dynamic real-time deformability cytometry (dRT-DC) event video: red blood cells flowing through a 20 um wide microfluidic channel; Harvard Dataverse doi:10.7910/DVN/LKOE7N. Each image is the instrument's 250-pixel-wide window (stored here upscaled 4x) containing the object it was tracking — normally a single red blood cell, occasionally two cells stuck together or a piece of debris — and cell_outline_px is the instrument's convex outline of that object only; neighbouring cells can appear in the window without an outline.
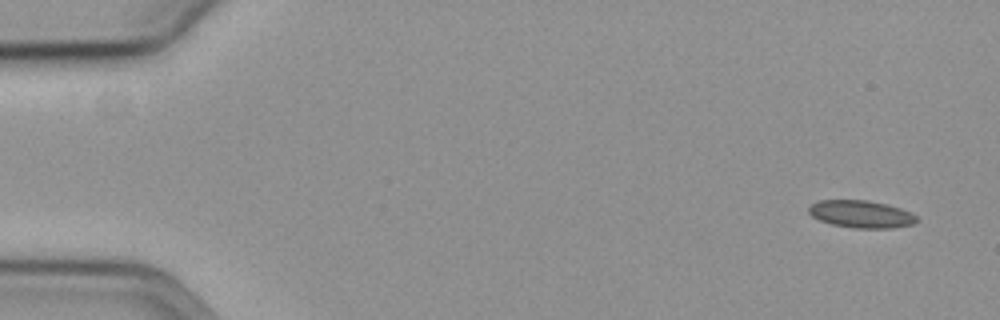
{"species": "common noctule bat (a hibernating species)", "species_latin": "Nyctalus noctula", "temperature_condition": "cold", "stored_images_in_passage": 16, "camera_frame_rate_fps": 3000, "um_per_image_px": 0.085, "animal": {"sex": "female", "body_mass_g": 19.3, "forearm_length_mm": 54.1}, "frame": {"image": 1, "passage_image": 1, "time_ms": 0.0, "image_size_px": [1000, 320], "cell_outline_px": [[920, 220], [912, 224], [892, 228], [856, 228], [832, 224], [820, 220], [812, 216], [808, 212], [808, 208], [812, 204], [820, 200], [868, 200], [888, 204], [912, 212]], "centroid_in_image_um": [73.23, 18.19], "position_along_channel_um": 11.8, "area_um2": 17.28}}
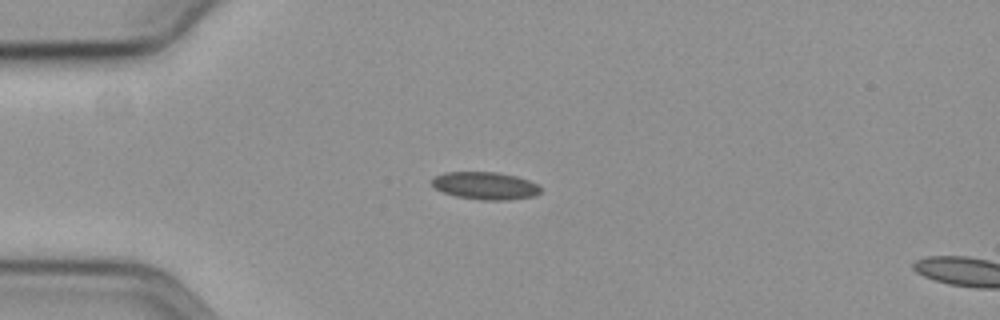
{"frame": {"image": 2, "passage_image": 13, "time_ms": 4.0, "image_size_px": [1000, 320], "cell_outline_px": [[540, 192], [532, 196], [508, 200], [480, 200], [456, 196], [444, 192], [436, 188], [432, 184], [432, 180], [436, 176], [444, 172], [496, 172], [516, 176], [540, 184]], "centroid_in_image_um": [41.26, 15.78], "position_along_channel_um": 43.7, "area_um2": 17.34}}